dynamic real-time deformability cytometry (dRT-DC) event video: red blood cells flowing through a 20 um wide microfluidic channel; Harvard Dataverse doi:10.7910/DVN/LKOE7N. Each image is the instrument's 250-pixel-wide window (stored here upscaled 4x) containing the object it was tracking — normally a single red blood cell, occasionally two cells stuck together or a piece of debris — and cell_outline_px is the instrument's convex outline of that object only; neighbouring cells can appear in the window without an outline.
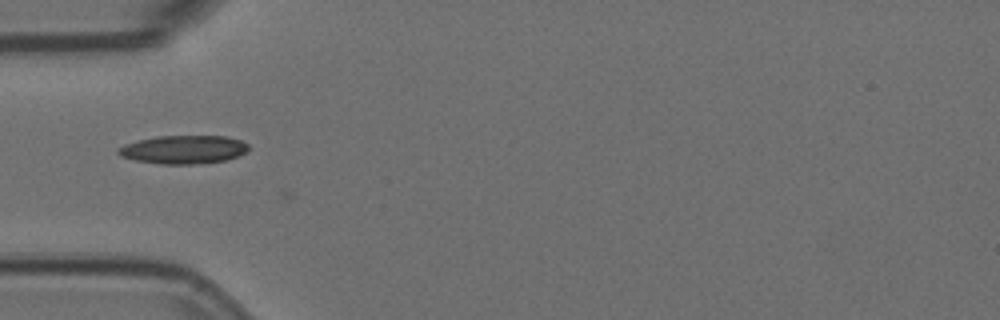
{"species": "Egyptian fruit bat (a non-hibernating species)", "species_latin": "Rousettus aegyptiacus", "temperature_condition": "room temperature", "stored_images_in_passage": 5, "camera_frame_rate_fps": 3000, "um_per_image_px": 0.085, "animal": {"sex": "female"}, "frame": {"image": 1, "passage_image": 4, "time_ms": 1.0, "image_size_px": [1000, 320], "cell_outline_px": [[248, 152], [224, 160], [192, 164], [160, 164], [136, 160], [120, 156], [116, 152], [116, 148], [124, 144], [156, 136], [228, 136], [240, 140], [248, 144]], "centroid_in_image_um": [15.57, 12.7], "position_along_channel_um": 69.4, "area_um2": 21.5}}